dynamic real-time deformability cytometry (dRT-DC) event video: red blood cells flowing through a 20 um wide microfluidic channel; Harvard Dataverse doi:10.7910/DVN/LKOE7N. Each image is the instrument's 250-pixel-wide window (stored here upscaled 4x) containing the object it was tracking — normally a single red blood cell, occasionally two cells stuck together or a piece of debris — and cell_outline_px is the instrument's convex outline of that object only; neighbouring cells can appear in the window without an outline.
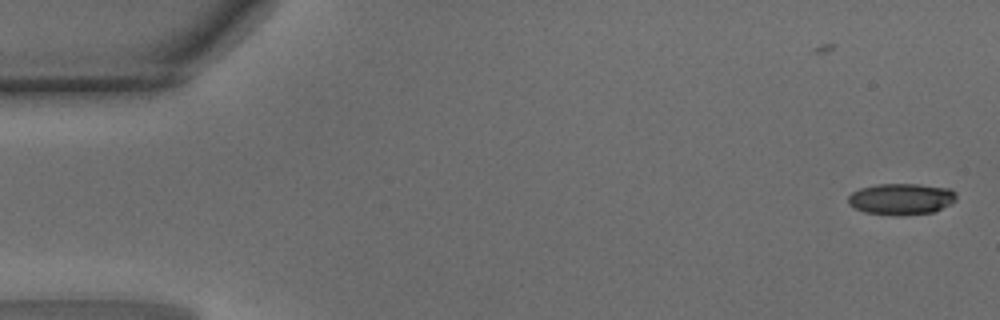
{"species": "common noctule bat (a hibernating species)", "species_latin": "Nyctalus noctula", "temperature_condition": "warm", "stored_images_in_passage": 45, "camera_frame_rate_fps": 3000, "um_per_image_px": 0.085, "animal": {"sex": "male", "body_mass_g": 15.6}, "frame": {"image": 1, "passage_image": 1, "time_ms": 0.0, "image_size_px": [1000, 320], "cell_outline_px": [[956, 200], [952, 204], [932, 212], [904, 216], [900, 216], [864, 212], [848, 204], [848, 196], [852, 192], [860, 188], [876, 184], [920, 184], [952, 188], [956, 192]], "centroid_in_image_um": [76.64, 16.91], "position_along_channel_um": 8.4, "area_um2": 20.06}}
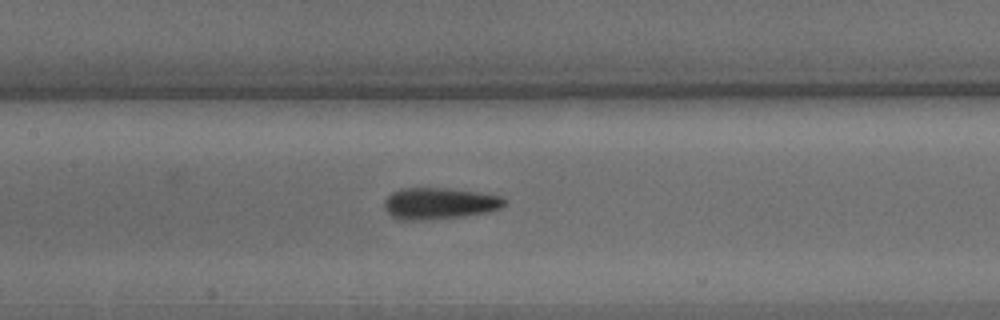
{"frame": {"image": 2, "passage_image": 22, "time_ms": 7.0, "image_size_px": [1000, 320], "cell_outline_px": [[504, 204], [500, 208], [488, 212], [464, 216], [420, 220], [404, 220], [392, 216], [384, 208], [384, 200], [392, 192], [400, 188], [452, 188], [500, 196], [504, 200]], "centroid_in_image_um": [37.31, 17.28], "position_along_channel_um": 170.1, "area_um2": 21.91}}
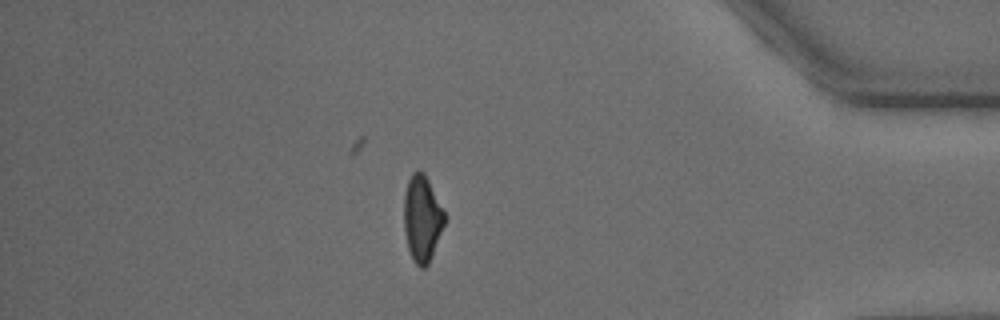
{"frame": {"image": 3, "passage_image": 41, "time_ms": 13.333, "image_size_px": [1000, 320], "cell_outline_px": [[444, 224], [432, 256], [428, 264], [424, 268], [420, 268], [412, 260], [408, 248], [404, 228], [404, 196], [408, 180], [412, 172], [424, 172], [444, 212]], "centroid_in_image_um": [35.86, 18.6], "position_along_channel_um": 399.3, "area_um2": 20.06}}